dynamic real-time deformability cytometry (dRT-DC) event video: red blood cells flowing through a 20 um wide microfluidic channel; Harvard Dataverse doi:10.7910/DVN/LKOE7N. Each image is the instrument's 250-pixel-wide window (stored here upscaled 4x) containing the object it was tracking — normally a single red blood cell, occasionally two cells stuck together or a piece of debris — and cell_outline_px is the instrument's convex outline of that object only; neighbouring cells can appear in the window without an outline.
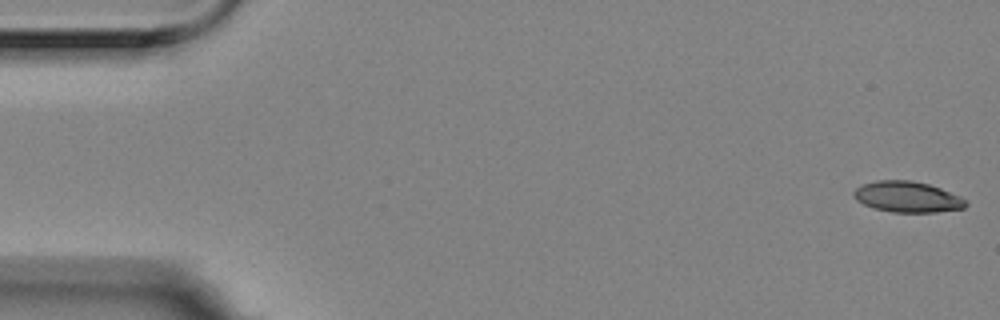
{"species": "Egyptian fruit bat (a non-hibernating species)", "species_latin": "Rousettus aegyptiacus", "temperature_condition": "room temperature", "stored_images_in_passage": 5, "camera_frame_rate_fps": 3000, "um_per_image_px": 0.085, "animal": {"sex": "female"}, "frame": {"image": 1, "passage_image": 1, "time_ms": 0.0, "image_size_px": [1000, 320], "cell_outline_px": [[968, 204], [964, 208], [936, 212], [892, 212], [872, 208], [856, 200], [852, 196], [852, 192], [856, 188], [864, 184], [876, 180], [912, 180], [928, 184], [940, 188], [960, 196], [968, 200]], "centroid_in_image_um": [77.12, 16.73], "position_along_channel_um": 7.9, "area_um2": 20.29}}